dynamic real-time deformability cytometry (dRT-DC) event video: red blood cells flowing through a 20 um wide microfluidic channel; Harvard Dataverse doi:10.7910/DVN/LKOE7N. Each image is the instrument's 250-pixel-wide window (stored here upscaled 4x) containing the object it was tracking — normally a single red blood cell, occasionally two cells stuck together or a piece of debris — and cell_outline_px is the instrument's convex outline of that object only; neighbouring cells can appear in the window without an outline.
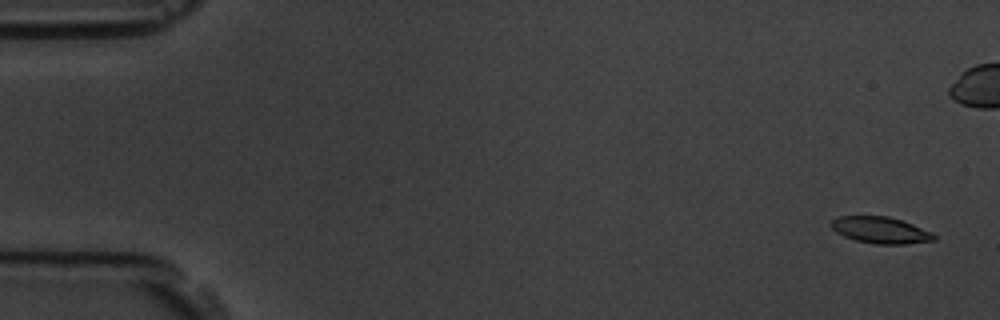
{"species": "common noctule bat (a hibernating species)", "species_latin": "Nyctalus noctula", "temperature_condition": "room temperature", "stored_images_in_passage": 7, "camera_frame_rate_fps": 3000, "um_per_image_px": 0.085, "animal": {"sex": "male", "body_mass_g": 19.5, "forearm_length_mm": 54.6}, "frame": {"image": 1, "passage_image": 1, "time_ms": 0.0, "image_size_px": [1000, 320], "cell_outline_px": [[936, 240], [904, 244], [876, 244], [856, 240], [844, 236], [836, 232], [832, 228], [832, 220], [836, 216], [888, 216], [912, 224], [932, 232], [936, 236]], "centroid_in_image_um": [74.85, 19.56], "position_along_channel_um": 10.2, "area_um2": 15.78}}